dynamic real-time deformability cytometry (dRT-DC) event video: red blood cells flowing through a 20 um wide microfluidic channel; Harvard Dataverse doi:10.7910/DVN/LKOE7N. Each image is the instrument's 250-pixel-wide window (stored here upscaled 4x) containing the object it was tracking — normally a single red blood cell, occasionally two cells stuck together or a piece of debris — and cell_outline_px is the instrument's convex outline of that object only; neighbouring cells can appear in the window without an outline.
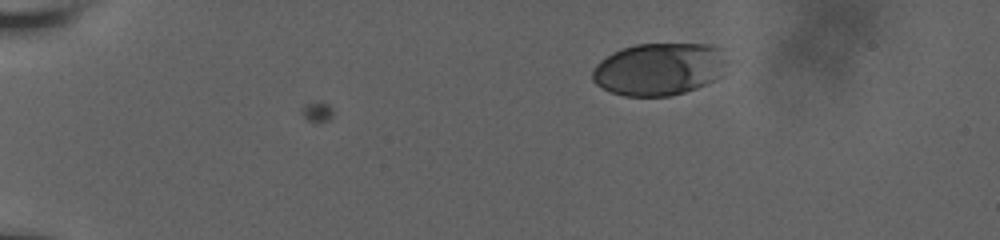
{"species": "human", "species_latin": "Homo sapiens", "temperature_condition": "room temperature", "stored_images_in_passage": 2, "camera_frame_rate_fps": 3000, "um_per_image_px": 0.085, "donor": {"sex": "male"}, "frame": {"image": 1, "passage_image": 1, "time_ms": 0.0, "image_size_px": [1000, 240], "cell_outline_px": [[732, 60], [724, 76], [696, 88], [684, 92], [668, 96], [624, 96], [612, 92], [596, 84], [592, 80], [592, 72], [596, 64], [600, 60], [612, 52], [636, 44], [712, 44], [724, 48]], "centroid_in_image_um": [56.15, 5.85], "position_along_channel_um": 28.8, "area_um2": 42.19}}